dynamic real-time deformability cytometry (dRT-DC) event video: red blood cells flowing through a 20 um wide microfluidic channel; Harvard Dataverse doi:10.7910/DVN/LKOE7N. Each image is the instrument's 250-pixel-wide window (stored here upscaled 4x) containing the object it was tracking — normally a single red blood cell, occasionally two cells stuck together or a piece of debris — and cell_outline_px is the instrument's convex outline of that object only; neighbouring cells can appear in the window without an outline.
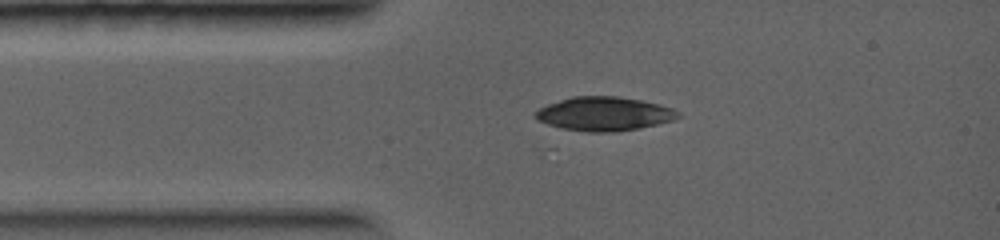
{"species": "common noctule bat (a hibernating species)", "species_latin": "Nyctalus noctula", "temperature_condition": "warm", "stored_images_in_passage": 8, "camera_frame_rate_fps": 5000, "um_per_image_px": 0.085, "animal": {"sex": "female", "body_mass_g": 19.0, "forearm_length_mm": 56.7}, "frame": {"image": 1, "passage_image": 7, "time_ms": 2.4, "image_size_px": [1000, 240], "cell_outline_px": [[680, 116], [672, 120], [640, 128], [616, 132], [588, 132], [560, 128], [536, 120], [532, 116], [540, 108], [548, 104], [572, 96], [616, 96], [640, 100], [660, 104], [672, 108], [680, 112]], "centroid_in_image_um": [51.34, 9.68], "position_along_channel_um": 33.7, "area_um2": 28.21}}